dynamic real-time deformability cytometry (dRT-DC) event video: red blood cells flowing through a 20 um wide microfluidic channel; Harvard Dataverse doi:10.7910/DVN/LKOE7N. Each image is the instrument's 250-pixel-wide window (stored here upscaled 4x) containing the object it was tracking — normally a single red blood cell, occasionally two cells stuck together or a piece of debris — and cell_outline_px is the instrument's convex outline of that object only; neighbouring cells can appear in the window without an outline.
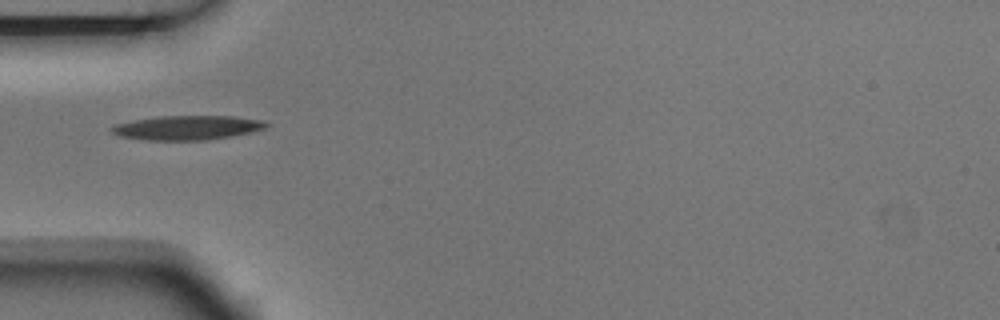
{"species": "Egyptian fruit bat (a non-hibernating species)", "species_latin": "Rousettus aegyptiacus", "temperature_condition": "room temperature", "stored_images_in_passage": 1, "camera_frame_rate_fps": 3000, "um_per_image_px": 0.085, "animal": {"sex": "male"}, "frame": {"image": 1, "passage_image": 1, "time_ms": 0.0, "image_size_px": [1000, 320], "cell_outline_px": [[272, 124], [264, 128], [252, 132], [208, 140], [148, 140], [120, 136], [112, 132], [108, 128], [116, 124], [136, 120], [160, 116], [232, 116], [264, 120]], "centroid_in_image_um": [15.96, 10.85], "position_along_channel_um": 69.0, "area_um2": 21.85}}